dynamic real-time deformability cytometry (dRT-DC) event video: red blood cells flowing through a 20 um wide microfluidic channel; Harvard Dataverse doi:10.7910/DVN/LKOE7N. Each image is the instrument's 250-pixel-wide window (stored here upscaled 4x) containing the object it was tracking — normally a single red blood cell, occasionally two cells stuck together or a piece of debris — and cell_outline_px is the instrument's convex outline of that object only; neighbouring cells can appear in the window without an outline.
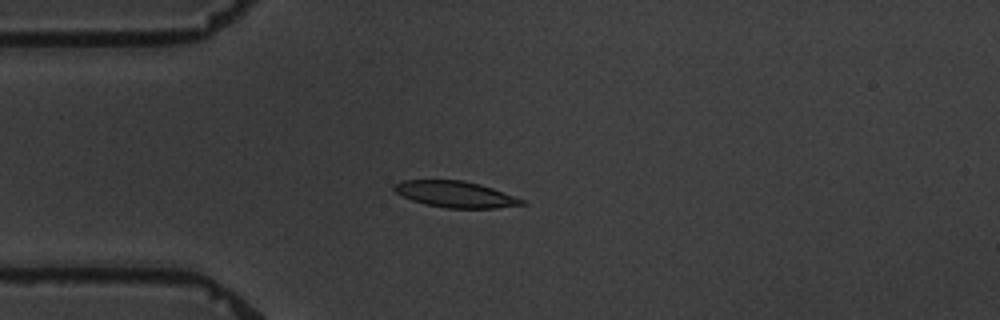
{"species": "common noctule bat (a hibernating species)", "species_latin": "Nyctalus noctula", "temperature_condition": "warm", "stored_images_in_passage": 10, "camera_frame_rate_fps": 3000, "um_per_image_px": 0.085, "animal": {"sex": "male", "body_mass_g": 19.5, "forearm_length_mm": 54.6}, "frame": {"image": 1, "passage_image": 4, "time_ms": 4.667, "image_size_px": [1000, 320], "cell_outline_px": [[528, 204], [496, 208], [448, 208], [424, 204], [412, 200], [396, 192], [392, 188], [392, 184], [404, 180], [464, 180], [480, 184], [492, 188], [524, 200]], "centroid_in_image_um": [38.7, 16.51], "position_along_channel_um": 46.3, "area_um2": 19.48}}
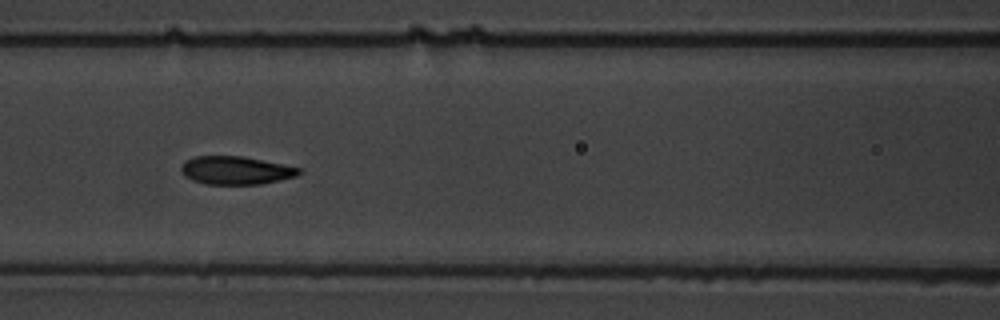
{"frame": {"image": 2, "passage_image": 7, "time_ms": 8.0, "image_size_px": [1000, 320], "cell_outline_px": [[304, 172], [296, 176], [260, 184], [204, 184], [192, 180], [184, 176], [180, 172], [180, 168], [184, 160], [196, 156], [244, 156], [304, 168]], "centroid_in_image_um": [20.06, 14.47], "position_along_channel_um": 146.5, "area_um2": 19.65}}
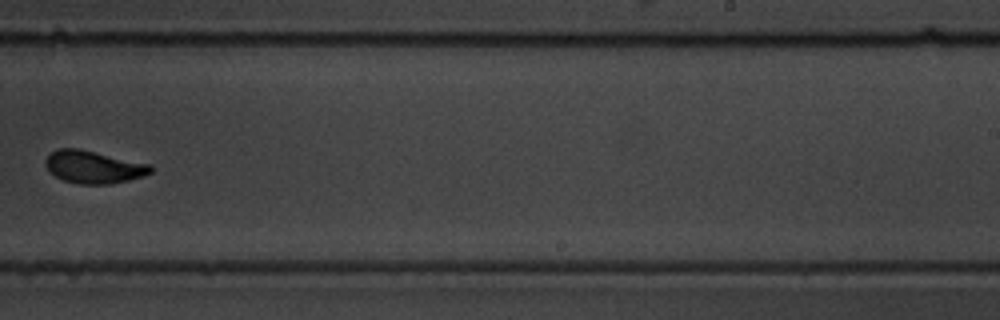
{"frame": {"image": 3, "passage_image": 10, "time_ms": 12.0, "image_size_px": [1000, 320], "cell_outline_px": [[152, 172], [144, 176], [128, 180], [108, 184], [80, 184], [64, 180], [56, 176], [44, 164], [44, 160], [56, 148], [80, 148], [152, 164]], "centroid_in_image_um": [7.98, 14.18], "position_along_channel_um": 281.0, "area_um2": 20.06}}